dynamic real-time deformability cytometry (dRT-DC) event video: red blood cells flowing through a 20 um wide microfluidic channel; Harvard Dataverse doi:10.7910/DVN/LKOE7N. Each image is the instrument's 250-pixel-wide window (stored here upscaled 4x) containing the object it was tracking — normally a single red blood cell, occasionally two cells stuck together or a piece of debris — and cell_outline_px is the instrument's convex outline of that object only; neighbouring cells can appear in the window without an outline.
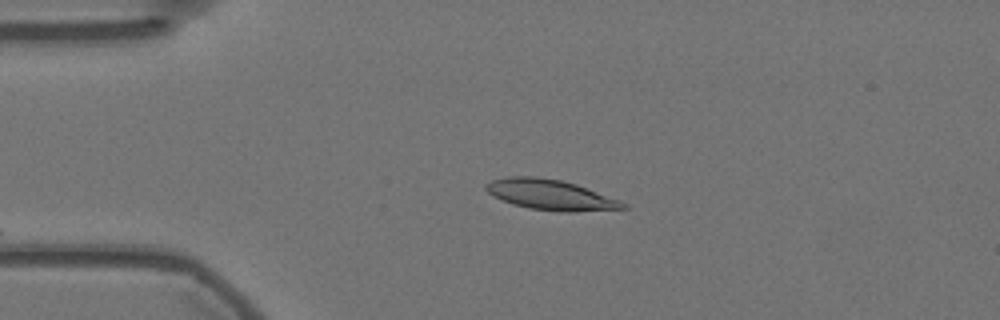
{"species": "Egyptian fruit bat (a non-hibernating species)", "species_latin": "Rousettus aegyptiacus", "temperature_condition": "warm", "stored_images_in_passage": 12, "camera_frame_rate_fps": 3000, "um_per_image_px": 0.085, "animal": {"sex": "female"}, "frame": {"image": 1, "passage_image": 1, "time_ms": 0.0, "image_size_px": [1000, 320], "cell_outline_px": [[628, 208], [572, 212], [560, 212], [528, 208], [512, 204], [492, 196], [484, 188], [484, 184], [492, 180], [508, 176], [536, 176], [560, 180], [576, 184], [620, 200], [628, 204]], "centroid_in_image_um": [46.77, 16.56], "position_along_channel_um": 38.2, "area_um2": 24.39}}
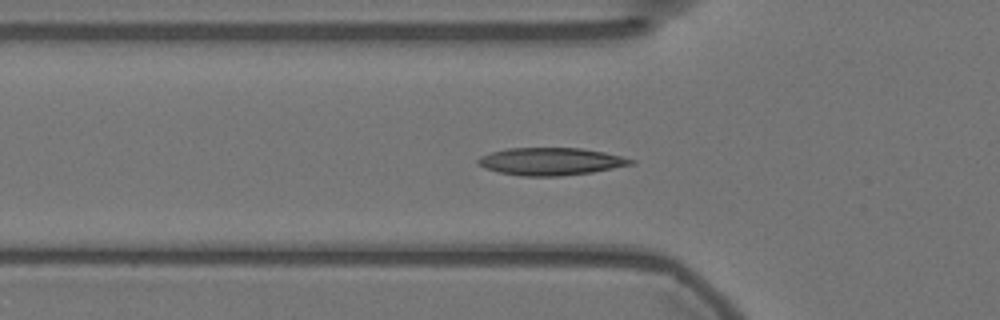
{"frame": {"image": 2, "passage_image": 7, "time_ms": 2.0, "image_size_px": [1000, 320], "cell_outline_px": [[636, 164], [592, 172], [560, 176], [520, 176], [500, 172], [484, 168], [476, 164], [476, 160], [480, 156], [492, 152], [508, 148], [580, 148], [604, 152], [636, 160]], "centroid_in_image_um": [46.81, 13.72], "position_along_channel_um": 79.0, "area_um2": 24.57}}
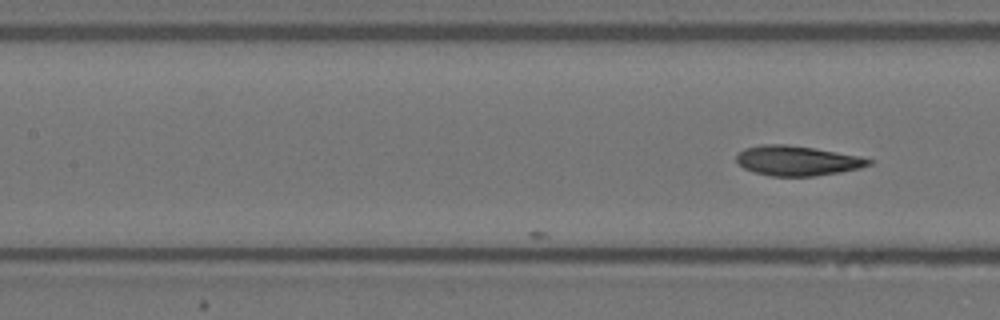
{"frame": {"image": 3, "passage_image": 12, "time_ms": 3.667, "image_size_px": [1000, 320], "cell_outline_px": [[872, 164], [860, 168], [840, 172], [816, 176], [772, 176], [752, 172], [744, 168], [736, 160], [736, 156], [744, 148], [760, 144], [788, 144], [860, 156], [872, 160]], "centroid_in_image_um": [67.75, 13.66], "position_along_channel_um": 139.7, "area_um2": 23.0}}